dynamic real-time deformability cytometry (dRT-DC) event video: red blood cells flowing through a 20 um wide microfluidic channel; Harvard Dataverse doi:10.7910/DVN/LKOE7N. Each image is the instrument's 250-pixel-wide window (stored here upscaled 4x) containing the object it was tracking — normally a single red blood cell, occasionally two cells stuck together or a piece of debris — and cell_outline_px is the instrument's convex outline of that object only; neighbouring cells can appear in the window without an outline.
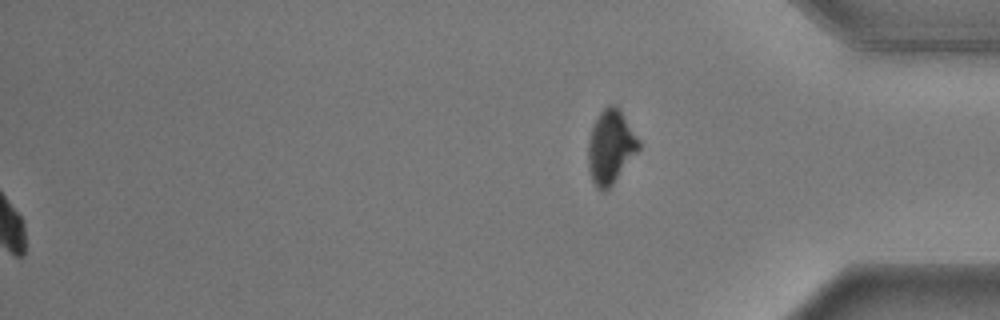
{"species": "common noctule bat (a hibernating species)", "species_latin": "Nyctalus noctula", "temperature_condition": "warm", "stored_images_in_passage": 58, "segment_of_instrument_passage": [2, 2], "camera_frame_rate_fps": 3000, "um_per_image_px": 0.085, "animal": {"sex": "male", "body_mass_g": 17.9}, "frame": {"image": 1, "passage_image": 58, "time_ms": 19.0, "image_size_px": [1000, 320], "cell_outline_px": [[640, 148], [612, 184], [604, 192], [600, 192], [596, 188], [592, 180], [588, 168], [588, 140], [592, 128], [600, 112], [608, 104], [616, 104], [620, 108], [640, 140]], "centroid_in_image_um": [51.9, 12.46], "position_along_channel_um": 383.3, "area_um2": 21.79}}